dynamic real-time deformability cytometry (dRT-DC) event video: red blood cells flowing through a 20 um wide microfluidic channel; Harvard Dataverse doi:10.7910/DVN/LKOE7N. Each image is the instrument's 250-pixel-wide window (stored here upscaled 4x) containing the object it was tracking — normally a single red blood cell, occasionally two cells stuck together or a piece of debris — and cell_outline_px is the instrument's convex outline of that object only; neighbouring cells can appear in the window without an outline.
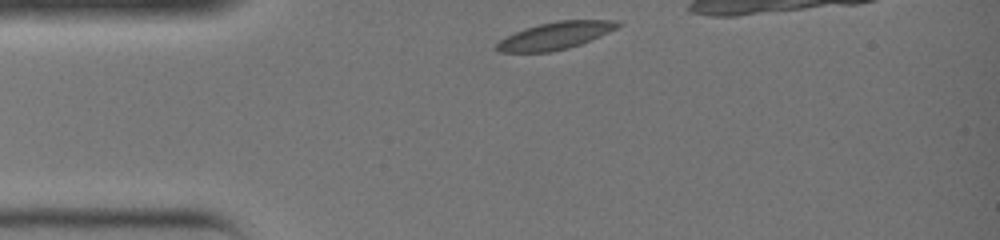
{"species": "common noctule bat (a hibernating species)", "species_latin": "Nyctalus noctula", "temperature_condition": "warm", "stored_images_in_passage": 25, "camera_frame_rate_fps": 3000, "um_per_image_px": 0.085, "animal": {"sex": "female", "body_mass_g": 19.0, "forearm_length_mm": 51.5}, "frame": {"image": 1, "passage_image": 1, "time_ms": 0.0, "image_size_px": [1000, 240], "cell_outline_px": [[624, 24], [608, 32], [580, 44], [568, 48], [552, 52], [500, 52], [496, 48], [496, 44], [500, 40], [524, 28], [556, 20], [616, 20]], "centroid_in_image_um": [47.21, 3.02], "position_along_channel_um": 37.8, "area_um2": 19.07}}
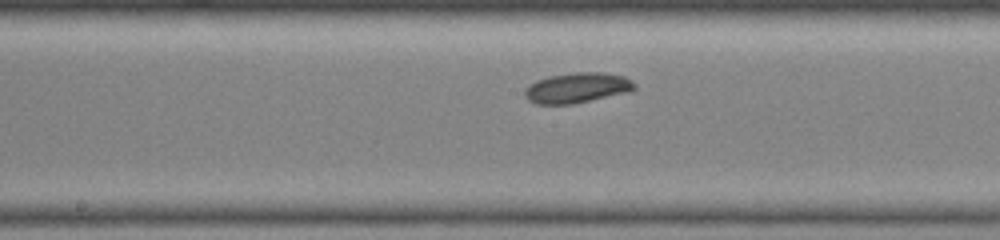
{"frame": {"image": 2, "passage_image": 12, "time_ms": 3.667, "image_size_px": [1000, 240], "cell_outline_px": [[636, 88], [632, 92], [572, 104], [536, 104], [528, 100], [524, 96], [524, 92], [536, 80], [548, 76], [576, 72], [600, 72], [624, 76], [632, 80], [636, 84]], "centroid_in_image_um": [49.11, 7.47], "position_along_channel_um": 199.1, "area_um2": 19.48}}
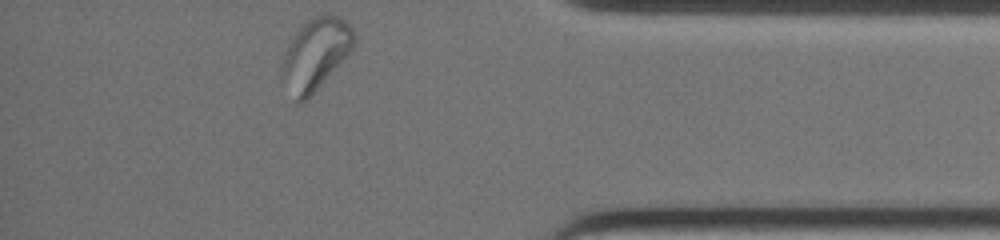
{"frame": {"image": 3, "passage_image": 25, "time_ms": 8.0, "image_size_px": [1000, 240], "cell_outline_px": [[356, 40], [352, 48], [316, 88], [300, 104], [296, 100], [280, 72], [280, 64], [288, 44], [296, 32], [312, 16], [320, 12], [328, 12], [344, 20], [352, 28], [356, 36]], "centroid_in_image_um": [26.81, 4.5], "position_along_channel_um": 408.4, "area_um2": 29.19}}